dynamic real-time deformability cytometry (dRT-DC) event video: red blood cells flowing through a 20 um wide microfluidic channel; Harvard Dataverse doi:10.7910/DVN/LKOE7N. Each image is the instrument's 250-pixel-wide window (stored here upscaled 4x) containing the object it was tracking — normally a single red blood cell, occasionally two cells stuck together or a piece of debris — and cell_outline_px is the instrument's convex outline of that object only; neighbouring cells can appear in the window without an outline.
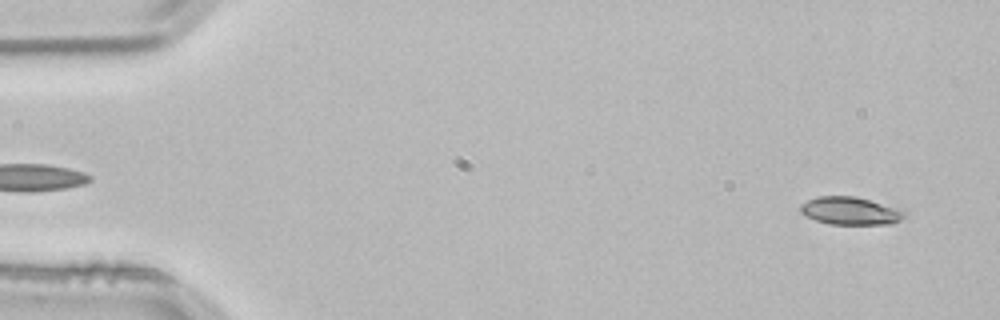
{"species": "common noctule bat (a hibernating species)", "species_latin": "Nyctalus noctula", "temperature_condition": "room temperature", "stored_images_in_passage": 2, "segment_of_instrument_passage": [2, 2], "camera_frame_rate_fps": 3000, "um_per_image_px": 0.085, "animal": {"sex": "male", "body_mass_g": 21.5, "forearm_length_mm": 52.0}, "frame": {"image": 1, "passage_image": 2, "time_ms": 0.333, "image_size_px": [1000, 320], "cell_outline_px": [[908, 216], [892, 224], [828, 224], [816, 220], [800, 212], [800, 204], [816, 196], [856, 196], [908, 212]], "centroid_in_image_um": [72.28, 17.93], "position_along_channel_um": 12.7, "area_um2": 16.82}}